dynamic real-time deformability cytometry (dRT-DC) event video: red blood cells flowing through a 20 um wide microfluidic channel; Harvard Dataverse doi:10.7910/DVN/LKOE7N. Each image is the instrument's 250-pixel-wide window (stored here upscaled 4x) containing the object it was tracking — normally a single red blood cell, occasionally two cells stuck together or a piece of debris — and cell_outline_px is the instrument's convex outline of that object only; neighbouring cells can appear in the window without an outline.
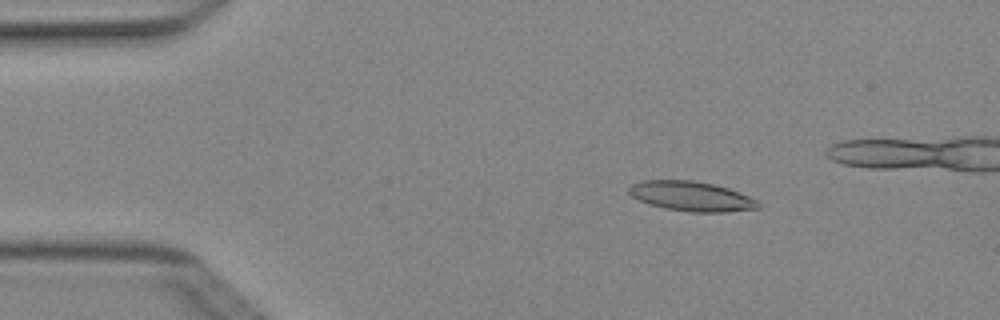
{"species": "Egyptian fruit bat (a non-hibernating species)", "species_latin": "Rousettus aegyptiacus", "temperature_condition": "cold", "stored_images_in_passage": 4, "camera_frame_rate_fps": 3000, "um_per_image_px": 0.085, "animal": {"sex": "female"}, "frame": {"image": 1, "passage_image": 2, "time_ms": 0.333, "image_size_px": [1000, 320], "cell_outline_px": [[760, 208], [724, 212], [692, 212], [664, 208], [640, 200], [632, 196], [628, 192], [628, 188], [632, 184], [640, 180], [692, 180], [712, 184], [728, 188], [748, 196], [756, 200], [760, 204]], "centroid_in_image_um": [58.75, 16.67], "position_along_channel_um": 26.2, "area_um2": 22.2}}